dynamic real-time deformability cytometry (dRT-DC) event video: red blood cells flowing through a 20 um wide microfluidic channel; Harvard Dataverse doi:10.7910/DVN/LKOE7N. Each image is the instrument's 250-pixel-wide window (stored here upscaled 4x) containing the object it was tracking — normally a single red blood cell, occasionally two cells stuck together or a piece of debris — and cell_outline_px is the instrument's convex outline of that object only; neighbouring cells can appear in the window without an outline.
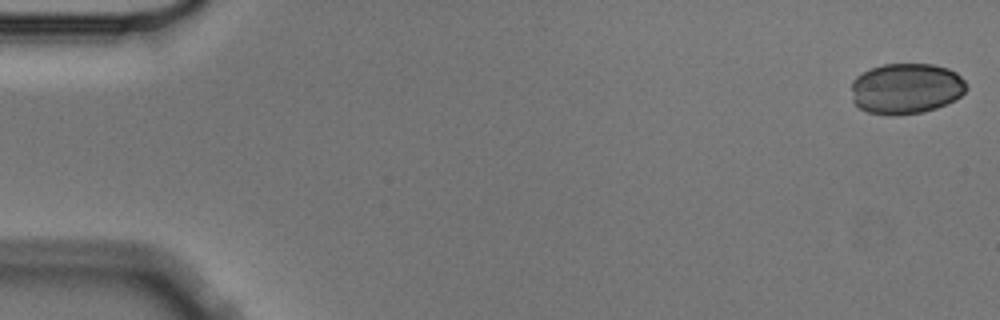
{"species": "Egyptian fruit bat (a non-hibernating species)", "species_latin": "Rousettus aegyptiacus", "temperature_condition": "cold", "stored_images_in_passage": 5, "camera_frame_rate_fps": 3000, "um_per_image_px": 0.085, "animal": {"sex": "male"}, "frame": {"image": 1, "passage_image": 1, "time_ms": 0.0, "image_size_px": [1000, 320], "cell_outline_px": [[968, 88], [960, 96], [936, 108], [924, 112], [896, 116], [888, 116], [868, 112], [860, 108], [852, 100], [852, 80], [856, 76], [872, 68], [884, 64], [932, 64], [948, 68], [956, 72], [968, 84]], "centroid_in_image_um": [77.02, 7.53], "position_along_channel_um": 8.0, "area_um2": 34.22}}